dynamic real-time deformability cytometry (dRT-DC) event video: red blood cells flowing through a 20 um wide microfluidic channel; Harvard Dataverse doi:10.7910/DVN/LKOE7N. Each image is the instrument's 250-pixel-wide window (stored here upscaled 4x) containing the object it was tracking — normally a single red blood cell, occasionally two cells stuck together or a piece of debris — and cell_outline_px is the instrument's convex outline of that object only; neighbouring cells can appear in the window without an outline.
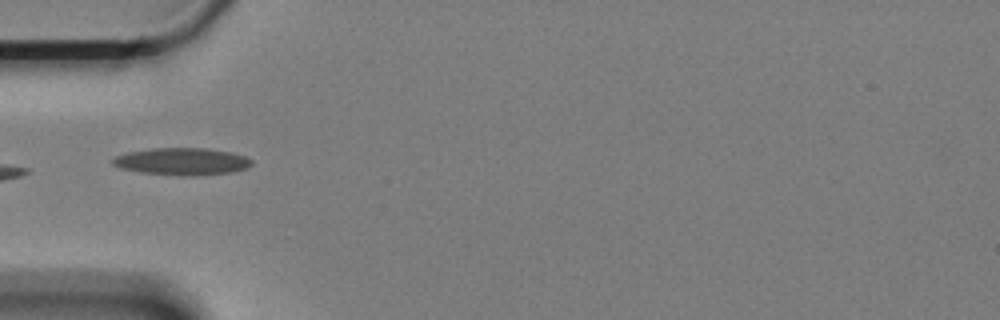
{"species": "Egyptian fruit bat (a non-hibernating species)", "species_latin": "Rousettus aegyptiacus", "temperature_condition": "cold", "stored_images_in_passage": 15, "camera_frame_rate_fps": 3000, "um_per_image_px": 0.085, "animal": {"sex": "female"}, "frame": {"image": 1, "passage_image": 1, "time_ms": 0.0, "image_size_px": [1000, 320], "cell_outline_px": [[252, 164], [248, 168], [232, 172], [196, 176], [192, 176], [140, 172], [120, 168], [112, 164], [112, 160], [116, 156], [128, 152], [152, 148], [208, 148], [232, 152], [244, 156], [252, 160]], "centroid_in_image_um": [15.5, 13.72], "position_along_channel_um": 69.5, "area_um2": 22.02}}
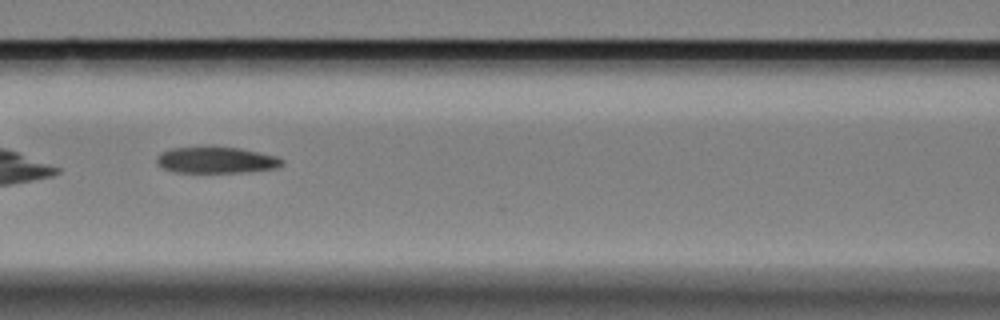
{"frame": {"image": 2, "passage_image": 8, "time_ms": 2.333, "image_size_px": [1000, 320], "cell_outline_px": [[284, 164], [276, 168], [248, 172], [176, 172], [164, 168], [156, 164], [156, 156], [160, 152], [172, 148], [240, 148], [276, 156], [284, 160]], "centroid_in_image_um": [18.39, 13.62], "position_along_channel_um": 148.2, "area_um2": 18.96}}
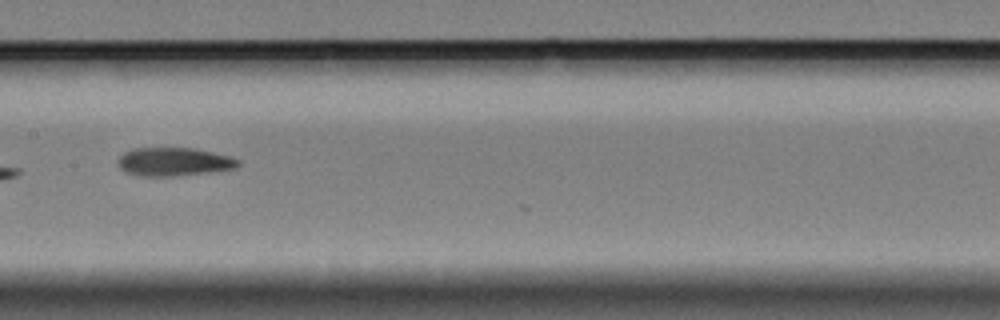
{"frame": {"image": 3, "passage_image": 12, "time_ms": 3.667, "image_size_px": [1000, 320], "cell_outline_px": [[240, 164], [236, 168], [172, 176], [140, 176], [128, 172], [120, 168], [120, 156], [124, 152], [132, 148], [192, 148], [212, 152], [228, 156], [240, 160]], "centroid_in_image_um": [14.78, 13.74], "position_along_channel_um": 192.6, "area_um2": 19.48}}